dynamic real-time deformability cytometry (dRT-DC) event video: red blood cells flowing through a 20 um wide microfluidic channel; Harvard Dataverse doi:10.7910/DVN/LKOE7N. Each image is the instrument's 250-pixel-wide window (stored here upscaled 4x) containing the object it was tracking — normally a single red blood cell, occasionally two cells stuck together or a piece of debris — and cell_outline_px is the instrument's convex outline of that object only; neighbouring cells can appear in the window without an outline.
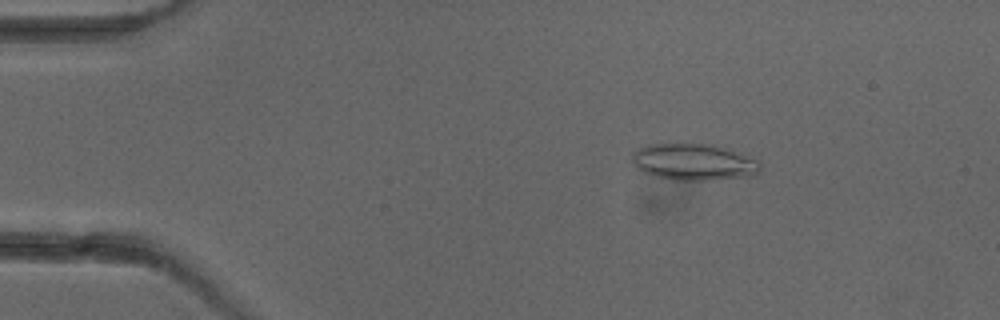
{"species": "common noctule bat (a hibernating species)", "species_latin": "Nyctalus noctula", "temperature_condition": "cold", "stored_images_in_passage": 4, "camera_frame_rate_fps": 3000, "um_per_image_px": 0.085, "animal": {"sex": "female"}, "frame": {"image": 1, "passage_image": 2, "time_ms": 1.333, "image_size_px": [1000, 320], "cell_outline_px": [[760, 172], [752, 176], [704, 180], [672, 180], [652, 176], [636, 168], [632, 160], [632, 152], [636, 148], [648, 144], [676, 140], [712, 144], [756, 160], [760, 164]], "centroid_in_image_um": [58.85, 13.73], "position_along_channel_um": 26.2, "area_um2": 28.09}}